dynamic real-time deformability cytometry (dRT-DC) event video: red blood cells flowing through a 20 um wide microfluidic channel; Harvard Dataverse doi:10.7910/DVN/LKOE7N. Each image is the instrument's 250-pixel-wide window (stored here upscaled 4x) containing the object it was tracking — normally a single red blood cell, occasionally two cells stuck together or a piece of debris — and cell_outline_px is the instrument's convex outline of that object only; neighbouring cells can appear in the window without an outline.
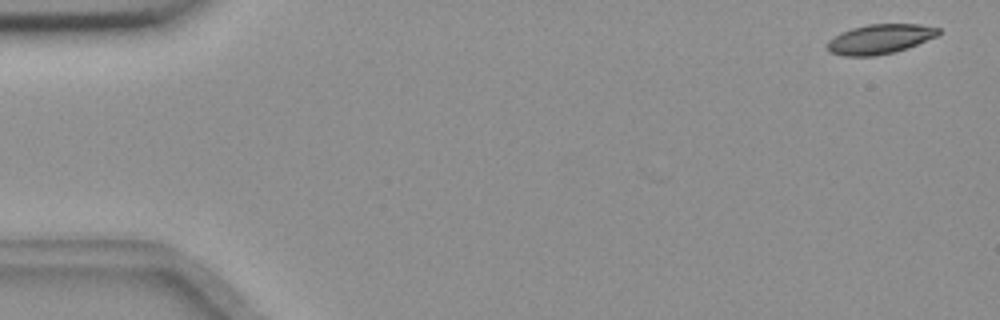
{"species": "common noctule bat (a hibernating species)", "species_latin": "Nyctalus noctula", "temperature_condition": "room temperature", "stored_images_in_passage": 9, "camera_frame_rate_fps": 3000, "um_per_image_px": 0.085, "animal": {"sex": "female", "body_mass_g": 18.4}, "frame": {"image": 1, "passage_image": 2, "time_ms": 0.333, "image_size_px": [1000, 320], "cell_outline_px": [[940, 32], [936, 36], [908, 48], [896, 52], [876, 56], [844, 56], [828, 52], [828, 40], [840, 32], [852, 28], [868, 24], [920, 24], [940, 28]], "centroid_in_image_um": [74.78, 3.32], "position_along_channel_um": 10.2, "area_um2": 19.31}}